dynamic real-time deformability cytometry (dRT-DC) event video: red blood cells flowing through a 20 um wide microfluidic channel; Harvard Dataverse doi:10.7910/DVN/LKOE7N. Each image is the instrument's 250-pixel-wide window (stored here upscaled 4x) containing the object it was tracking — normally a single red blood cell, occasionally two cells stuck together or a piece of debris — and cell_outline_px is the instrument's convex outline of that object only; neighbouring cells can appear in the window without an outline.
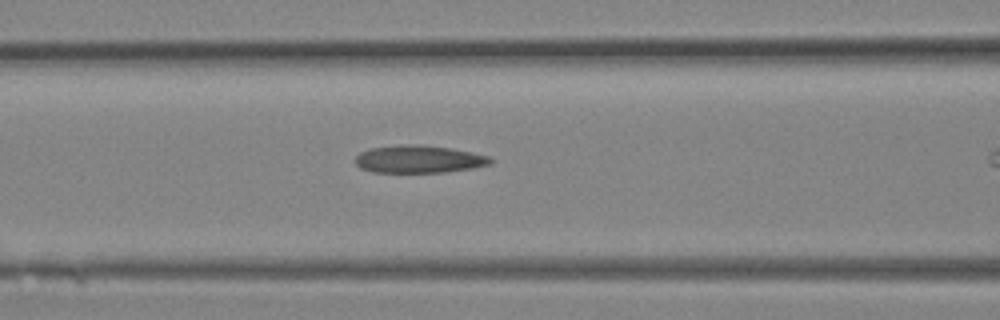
{"species": "Egyptian fruit bat (a non-hibernating species)", "species_latin": "Rousettus aegyptiacus", "temperature_condition": "room temperature", "stored_images_in_passage": 8, "camera_frame_rate_fps": 3000, "um_per_image_px": 0.085, "animal": {"sex": "female"}, "frame": {"image": 1, "passage_image": 5, "time_ms": 1.333, "image_size_px": [1000, 320], "cell_outline_px": [[492, 164], [472, 168], [444, 172], [372, 172], [360, 168], [356, 164], [356, 156], [360, 152], [368, 148], [404, 144], [424, 144], [452, 148], [472, 152], [488, 156], [492, 160]], "centroid_in_image_um": [35.59, 13.52], "position_along_channel_um": 131.0, "area_um2": 21.91}}
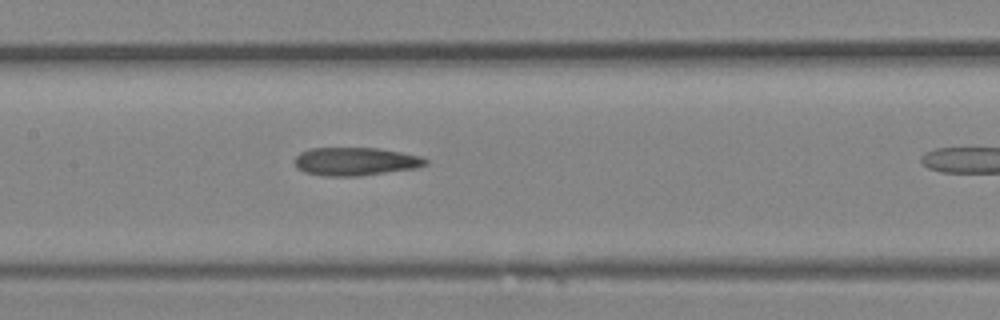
{"frame": {"image": 2, "passage_image": 7, "time_ms": 2.0, "image_size_px": [1000, 320], "cell_outline_px": [[428, 164], [416, 168], [360, 176], [324, 176], [304, 172], [296, 168], [296, 156], [300, 152], [312, 148], [376, 148], [424, 156], [428, 160]], "centroid_in_image_um": [30.24, 13.73], "position_along_channel_um": 177.2, "area_um2": 21.56}}